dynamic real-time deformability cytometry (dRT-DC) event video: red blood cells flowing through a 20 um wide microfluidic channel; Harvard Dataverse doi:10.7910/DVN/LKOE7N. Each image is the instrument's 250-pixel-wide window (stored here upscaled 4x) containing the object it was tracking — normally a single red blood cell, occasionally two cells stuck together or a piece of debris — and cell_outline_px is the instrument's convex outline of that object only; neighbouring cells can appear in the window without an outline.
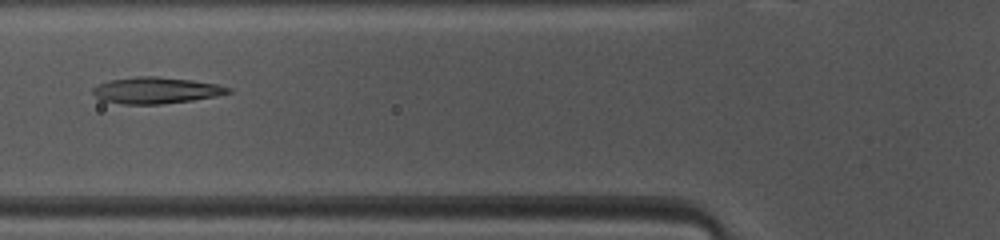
{"species": "common noctule bat (a hibernating species)", "species_latin": "Nyctalus noctula", "temperature_condition": "warm", "stored_images_in_passage": 47, "camera_frame_rate_fps": 3000, "um_per_image_px": 0.085, "animal": {"sex": "female", "body_mass_g": 10.0, "forearm_length_mm": 53.1}, "frame": {"image": 1, "passage_image": 16, "time_ms": 5.0, "image_size_px": [1000, 240], "cell_outline_px": [[232, 92], [216, 96], [192, 100], [160, 104], [120, 104], [100, 100], [92, 92], [92, 88], [108, 80], [136, 76], [156, 76], [192, 80], [216, 84], [232, 88]], "centroid_in_image_um": [13.24, 7.68], "position_along_channel_um": 112.6, "area_um2": 20.87}}
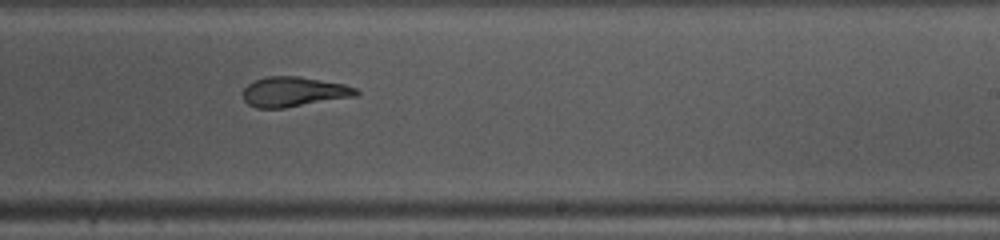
{"frame": {"image": 2, "passage_image": 27, "time_ms": 8.667, "image_size_px": [1000, 240], "cell_outline_px": [[360, 92], [356, 96], [284, 108], [256, 108], [248, 104], [244, 100], [244, 88], [248, 84], [256, 80], [268, 76], [300, 76], [344, 84], [356, 88]], "centroid_in_image_um": [24.98, 7.8], "position_along_channel_um": 264.0, "area_um2": 19.65}}
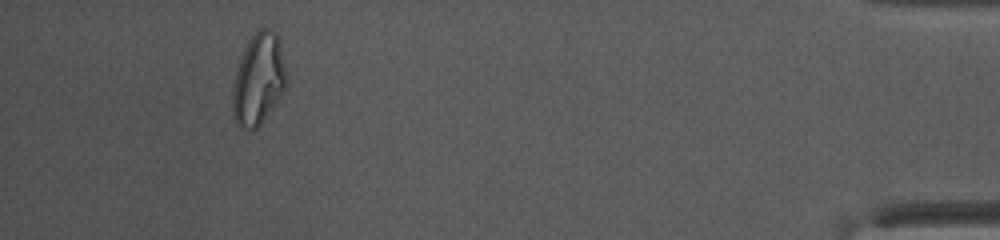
{"frame": {"image": 3, "passage_image": 43, "time_ms": 14.0, "image_size_px": [1000, 240], "cell_outline_px": [[288, 80], [284, 88], [260, 124], [252, 132], [240, 128], [236, 124], [232, 116], [232, 88], [240, 56], [248, 40], [260, 28], [272, 28], [276, 32], [280, 40]], "centroid_in_image_um": [21.95, 6.72], "position_along_channel_um": 413.3, "area_um2": 28.9}, "authors_computed_cell_mechanics": {"area_um2": 21.5594, "velocity_mm_per_s": 4.1323, "shape_relaxation_time_tau1_ms": 6.591, "shape_relaxation_time_tau2_ms": 1.6194, "deformation_change_tau1": 0.2364, "deformation_change_tau2": 0.0932}}